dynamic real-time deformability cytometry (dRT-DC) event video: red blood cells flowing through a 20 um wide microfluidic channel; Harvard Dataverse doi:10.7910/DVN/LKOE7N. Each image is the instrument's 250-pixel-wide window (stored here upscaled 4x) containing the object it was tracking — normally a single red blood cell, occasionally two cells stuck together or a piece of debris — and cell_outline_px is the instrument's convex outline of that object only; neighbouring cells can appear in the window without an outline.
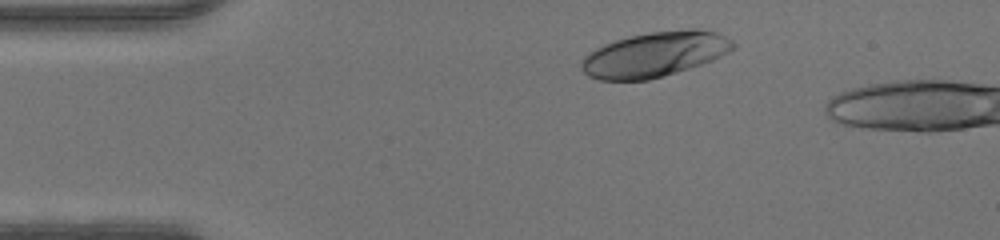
{"species": "human", "species_latin": "Homo sapiens", "temperature_condition": "warm", "stored_images_in_passage": 6, "camera_frame_rate_fps": 3000, "um_per_image_px": 0.085, "donor": {"sex": "male"}, "frame": {"image": 1, "passage_image": 3, "time_ms": 0.667, "image_size_px": [1000, 240], "cell_outline_px": [[736, 48], [712, 60], [664, 76], [648, 80], [600, 80], [588, 76], [580, 68], [580, 60], [588, 52], [604, 44], [616, 40], [648, 32], [688, 28], [700, 28], [716, 32], [732, 40], [736, 44]], "centroid_in_image_um": [55.65, 4.61], "position_along_channel_um": 29.4, "area_um2": 39.94}}